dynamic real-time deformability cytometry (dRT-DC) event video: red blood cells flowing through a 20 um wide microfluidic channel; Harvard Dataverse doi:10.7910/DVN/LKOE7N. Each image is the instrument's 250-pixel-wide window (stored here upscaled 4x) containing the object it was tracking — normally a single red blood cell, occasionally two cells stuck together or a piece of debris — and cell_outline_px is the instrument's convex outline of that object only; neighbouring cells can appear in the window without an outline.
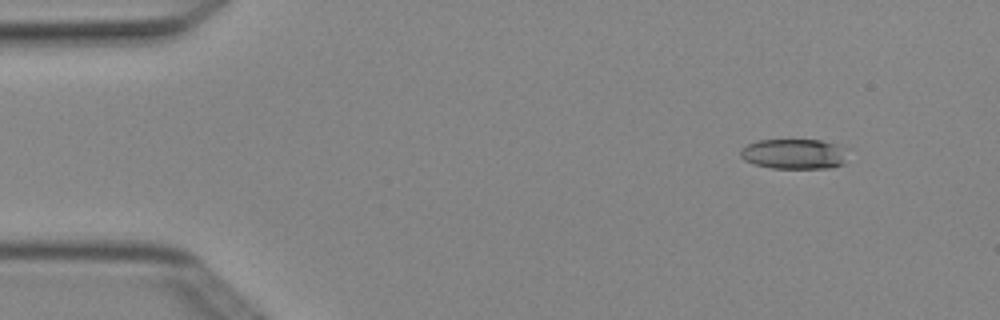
{"species": "Egyptian fruit bat (a non-hibernating species)", "species_latin": "Rousettus aegyptiacus", "temperature_condition": "cold", "stored_images_in_passage": 5, "camera_frame_rate_fps": 3000, "um_per_image_px": 0.085, "animal": {"sex": "female"}, "frame": {"image": 1, "passage_image": 1, "time_ms": 0.0, "image_size_px": [1000, 320], "cell_outline_px": [[844, 164], [832, 168], [772, 168], [756, 164], [744, 160], [740, 156], [740, 148], [756, 140], [820, 140], [836, 144]], "centroid_in_image_um": [67.36, 13.09], "position_along_channel_um": 17.6, "area_um2": 18.32}}
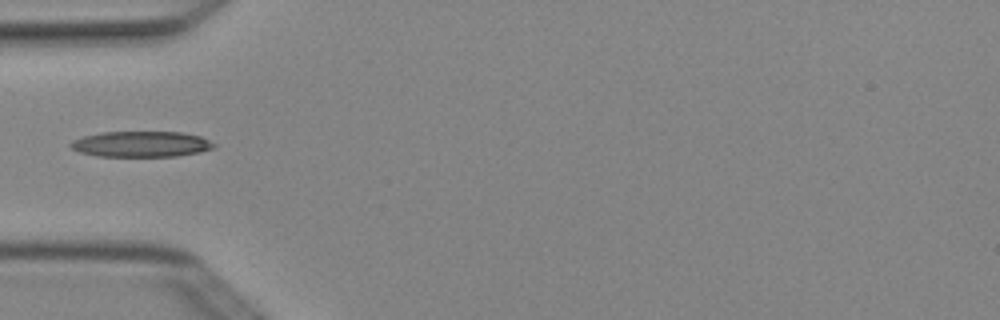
{"frame": {"image": 2, "passage_image": 4, "time_ms": 1.0, "image_size_px": [1000, 320], "cell_outline_px": [[216, 148], [200, 152], [176, 156], [96, 156], [80, 152], [72, 148], [68, 144], [72, 140], [84, 136], [100, 132], [180, 132], [200, 136], [216, 144]], "centroid_in_image_um": [12.0, 12.25], "position_along_channel_um": 73.0, "area_um2": 21.5}}
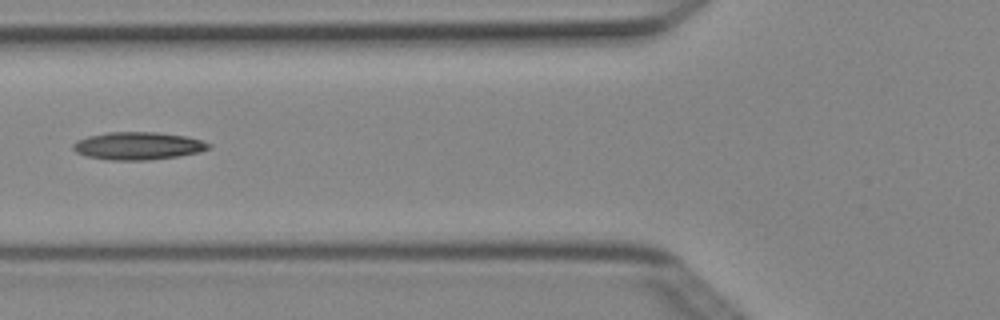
{"frame": {"image": 3, "passage_image": 5, "time_ms": 1.333, "image_size_px": [1000, 320], "cell_outline_px": [[212, 148], [200, 152], [180, 156], [148, 160], [112, 160], [88, 156], [76, 152], [72, 148], [72, 144], [76, 140], [88, 136], [108, 132], [156, 132], [184, 136], [200, 140], [212, 144]], "centroid_in_image_um": [11.75, 12.4], "position_along_channel_um": 114.1, "area_um2": 21.91}}